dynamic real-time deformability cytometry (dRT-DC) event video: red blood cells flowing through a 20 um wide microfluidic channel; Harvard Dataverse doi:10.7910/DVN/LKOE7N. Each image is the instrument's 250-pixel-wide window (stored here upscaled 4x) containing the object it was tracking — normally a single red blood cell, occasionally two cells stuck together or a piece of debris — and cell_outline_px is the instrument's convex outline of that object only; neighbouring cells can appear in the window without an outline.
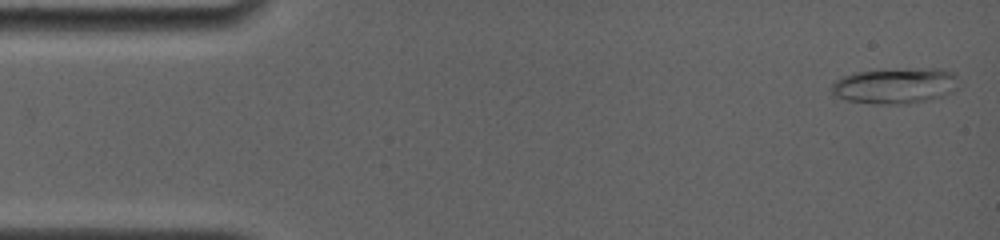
{"species": "common noctule bat (a hibernating species)", "species_latin": "Nyctalus noctula", "temperature_condition": "room temperature", "stored_images_in_passage": 32, "camera_frame_rate_fps": 4000, "um_per_image_px": 0.085, "animal": {"sex": "female", "body_mass_g": 19.0, "forearm_length_mm": 56.7}, "frame": {"image": 1, "passage_image": 1, "time_ms": 0.0, "image_size_px": [1000, 240], "cell_outline_px": [[956, 88], [944, 96], [928, 100], [904, 104], [876, 104], [848, 100], [836, 96], [828, 88], [840, 76], [856, 72], [920, 68], [940, 68], [952, 72], [956, 76]], "centroid_in_image_um": [76.06, 7.29], "position_along_channel_um": 8.9, "area_um2": 26.41}}
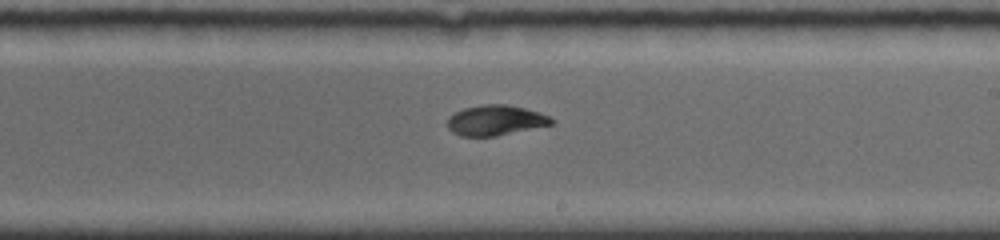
{"frame": {"image": 2, "passage_image": 17, "time_ms": 9.25, "image_size_px": [1000, 240], "cell_outline_px": [[556, 120], [552, 124], [496, 136], [460, 136], [452, 132], [448, 128], [448, 116], [464, 108], [484, 104], [508, 104], [540, 112]], "centroid_in_image_um": [42.11, 10.22], "position_along_channel_um": 246.9, "area_um2": 18.32}}
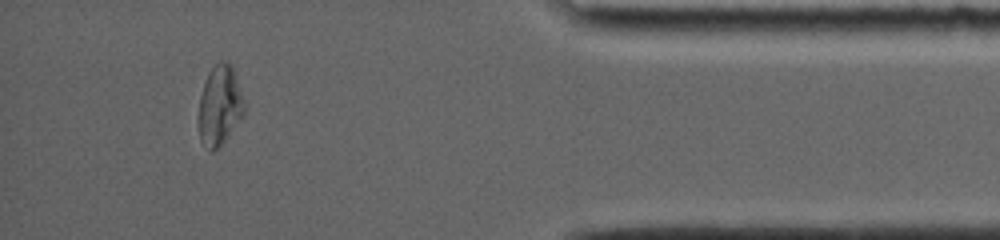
{"frame": {"image": 3, "passage_image": 29, "time_ms": 14.5, "image_size_px": [1000, 240], "cell_outline_px": [[244, 116], [224, 140], [216, 148], [208, 152], [200, 140], [200, 96], [208, 72], [220, 60], [224, 60], [232, 64], [244, 100]], "centroid_in_image_um": [18.7, 8.93], "position_along_channel_um": 416.5, "area_um2": 20.92}, "authors_computed_cell_mechanics": {"area_um2": 18.9584, "velocity_mm_per_s": 3.8008, "shape_relaxation_time_tau1_ms": 6.9222, "shape_relaxation_time_tau2_ms": 2.9113, "deformation_change_tau1": 0.2462, "deformation_change_tau2": 0.0618}}